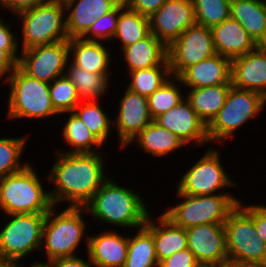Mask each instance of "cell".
<instances>
[{"mask_svg":"<svg viewBox=\"0 0 266 267\" xmlns=\"http://www.w3.org/2000/svg\"><path fill=\"white\" fill-rule=\"evenodd\" d=\"M19 50H2L0 49V78H7L18 66L20 54Z\"/></svg>","mask_w":266,"mask_h":267,"instance_id":"obj_42","label":"cell"},{"mask_svg":"<svg viewBox=\"0 0 266 267\" xmlns=\"http://www.w3.org/2000/svg\"><path fill=\"white\" fill-rule=\"evenodd\" d=\"M159 267H202L193 253L185 248L159 262Z\"/></svg>","mask_w":266,"mask_h":267,"instance_id":"obj_40","label":"cell"},{"mask_svg":"<svg viewBox=\"0 0 266 267\" xmlns=\"http://www.w3.org/2000/svg\"><path fill=\"white\" fill-rule=\"evenodd\" d=\"M122 0H68L64 3L68 38H81L104 14L112 11ZM68 13V14H67Z\"/></svg>","mask_w":266,"mask_h":267,"instance_id":"obj_19","label":"cell"},{"mask_svg":"<svg viewBox=\"0 0 266 267\" xmlns=\"http://www.w3.org/2000/svg\"><path fill=\"white\" fill-rule=\"evenodd\" d=\"M9 85L7 116L9 119H40L55 116L49 83L26 74L19 66L3 83Z\"/></svg>","mask_w":266,"mask_h":267,"instance_id":"obj_5","label":"cell"},{"mask_svg":"<svg viewBox=\"0 0 266 267\" xmlns=\"http://www.w3.org/2000/svg\"><path fill=\"white\" fill-rule=\"evenodd\" d=\"M30 267H51V265L47 261H46V263L45 262L36 261V262L32 263L30 265Z\"/></svg>","mask_w":266,"mask_h":267,"instance_id":"obj_49","label":"cell"},{"mask_svg":"<svg viewBox=\"0 0 266 267\" xmlns=\"http://www.w3.org/2000/svg\"><path fill=\"white\" fill-rule=\"evenodd\" d=\"M172 76L216 54L210 27L195 23L187 28L168 48Z\"/></svg>","mask_w":266,"mask_h":267,"instance_id":"obj_12","label":"cell"},{"mask_svg":"<svg viewBox=\"0 0 266 267\" xmlns=\"http://www.w3.org/2000/svg\"><path fill=\"white\" fill-rule=\"evenodd\" d=\"M58 1H60V2H62V3H65V2L68 1V0H58Z\"/></svg>","mask_w":266,"mask_h":267,"instance_id":"obj_51","label":"cell"},{"mask_svg":"<svg viewBox=\"0 0 266 267\" xmlns=\"http://www.w3.org/2000/svg\"><path fill=\"white\" fill-rule=\"evenodd\" d=\"M49 0H0V7L9 10L14 15L31 8H34Z\"/></svg>","mask_w":266,"mask_h":267,"instance_id":"obj_44","label":"cell"},{"mask_svg":"<svg viewBox=\"0 0 266 267\" xmlns=\"http://www.w3.org/2000/svg\"><path fill=\"white\" fill-rule=\"evenodd\" d=\"M0 267H22L21 263L19 264L14 262H0Z\"/></svg>","mask_w":266,"mask_h":267,"instance_id":"obj_48","label":"cell"},{"mask_svg":"<svg viewBox=\"0 0 266 267\" xmlns=\"http://www.w3.org/2000/svg\"><path fill=\"white\" fill-rule=\"evenodd\" d=\"M176 196L182 198L179 204L169 207L162 214L174 225L187 229L192 226L212 223H224L229 213L240 200L232 193L214 195H186L178 191Z\"/></svg>","mask_w":266,"mask_h":267,"instance_id":"obj_6","label":"cell"},{"mask_svg":"<svg viewBox=\"0 0 266 267\" xmlns=\"http://www.w3.org/2000/svg\"><path fill=\"white\" fill-rule=\"evenodd\" d=\"M260 46L266 49V38H265L264 42Z\"/></svg>","mask_w":266,"mask_h":267,"instance_id":"obj_50","label":"cell"},{"mask_svg":"<svg viewBox=\"0 0 266 267\" xmlns=\"http://www.w3.org/2000/svg\"><path fill=\"white\" fill-rule=\"evenodd\" d=\"M231 61L230 58L216 53L186 68L178 78L183 87H189L188 89L231 84Z\"/></svg>","mask_w":266,"mask_h":267,"instance_id":"obj_21","label":"cell"},{"mask_svg":"<svg viewBox=\"0 0 266 267\" xmlns=\"http://www.w3.org/2000/svg\"><path fill=\"white\" fill-rule=\"evenodd\" d=\"M69 55L71 62L86 70L97 74H109L112 53L103 42L88 41L82 38L68 39Z\"/></svg>","mask_w":266,"mask_h":267,"instance_id":"obj_24","label":"cell"},{"mask_svg":"<svg viewBox=\"0 0 266 267\" xmlns=\"http://www.w3.org/2000/svg\"><path fill=\"white\" fill-rule=\"evenodd\" d=\"M143 199L138 192L116 184L109 177L85 208L99 223L138 229L145 225L150 215Z\"/></svg>","mask_w":266,"mask_h":267,"instance_id":"obj_2","label":"cell"},{"mask_svg":"<svg viewBox=\"0 0 266 267\" xmlns=\"http://www.w3.org/2000/svg\"><path fill=\"white\" fill-rule=\"evenodd\" d=\"M254 226L258 235L266 243V205L254 204Z\"/></svg>","mask_w":266,"mask_h":267,"instance_id":"obj_46","label":"cell"},{"mask_svg":"<svg viewBox=\"0 0 266 267\" xmlns=\"http://www.w3.org/2000/svg\"><path fill=\"white\" fill-rule=\"evenodd\" d=\"M185 230L188 249L202 267L228 266L224 223L196 225Z\"/></svg>","mask_w":266,"mask_h":267,"instance_id":"obj_14","label":"cell"},{"mask_svg":"<svg viewBox=\"0 0 266 267\" xmlns=\"http://www.w3.org/2000/svg\"><path fill=\"white\" fill-rule=\"evenodd\" d=\"M47 213L9 214L0 231V262H21L41 251L42 231Z\"/></svg>","mask_w":266,"mask_h":267,"instance_id":"obj_10","label":"cell"},{"mask_svg":"<svg viewBox=\"0 0 266 267\" xmlns=\"http://www.w3.org/2000/svg\"><path fill=\"white\" fill-rule=\"evenodd\" d=\"M16 17L22 20L21 51L69 39L65 26L64 3L58 0H49L34 8L24 10L16 14Z\"/></svg>","mask_w":266,"mask_h":267,"instance_id":"obj_7","label":"cell"},{"mask_svg":"<svg viewBox=\"0 0 266 267\" xmlns=\"http://www.w3.org/2000/svg\"><path fill=\"white\" fill-rule=\"evenodd\" d=\"M195 23L192 0H167L149 17L150 32L167 48Z\"/></svg>","mask_w":266,"mask_h":267,"instance_id":"obj_15","label":"cell"},{"mask_svg":"<svg viewBox=\"0 0 266 267\" xmlns=\"http://www.w3.org/2000/svg\"><path fill=\"white\" fill-rule=\"evenodd\" d=\"M152 217L150 213L144 226L153 235L158 262L180 250L188 248L187 233L184 228L174 225L163 214L156 217L157 219Z\"/></svg>","mask_w":266,"mask_h":267,"instance_id":"obj_23","label":"cell"},{"mask_svg":"<svg viewBox=\"0 0 266 267\" xmlns=\"http://www.w3.org/2000/svg\"><path fill=\"white\" fill-rule=\"evenodd\" d=\"M121 51L127 72L159 66L168 58L167 47L151 32Z\"/></svg>","mask_w":266,"mask_h":267,"instance_id":"obj_25","label":"cell"},{"mask_svg":"<svg viewBox=\"0 0 266 267\" xmlns=\"http://www.w3.org/2000/svg\"><path fill=\"white\" fill-rule=\"evenodd\" d=\"M86 251L95 267H123L127 259L128 236L116 232V229L89 235Z\"/></svg>","mask_w":266,"mask_h":267,"instance_id":"obj_20","label":"cell"},{"mask_svg":"<svg viewBox=\"0 0 266 267\" xmlns=\"http://www.w3.org/2000/svg\"><path fill=\"white\" fill-rule=\"evenodd\" d=\"M27 140V135L18 138H0V178L19 172L29 164V162L21 163Z\"/></svg>","mask_w":266,"mask_h":267,"instance_id":"obj_36","label":"cell"},{"mask_svg":"<svg viewBox=\"0 0 266 267\" xmlns=\"http://www.w3.org/2000/svg\"><path fill=\"white\" fill-rule=\"evenodd\" d=\"M181 84L182 83L178 77L172 76L147 98L152 120H155L161 114L168 112L184 99L185 94L181 91Z\"/></svg>","mask_w":266,"mask_h":267,"instance_id":"obj_35","label":"cell"},{"mask_svg":"<svg viewBox=\"0 0 266 267\" xmlns=\"http://www.w3.org/2000/svg\"><path fill=\"white\" fill-rule=\"evenodd\" d=\"M55 209L57 206H53L46 214L42 231L41 250L45 247L47 262L57 258L77 256L75 250L78 249L82 239L88 241L89 236L84 232L88 223L84 220V215L87 213L85 207L67 206L59 213Z\"/></svg>","mask_w":266,"mask_h":267,"instance_id":"obj_3","label":"cell"},{"mask_svg":"<svg viewBox=\"0 0 266 267\" xmlns=\"http://www.w3.org/2000/svg\"><path fill=\"white\" fill-rule=\"evenodd\" d=\"M69 59L68 40H65L21 51L18 66L31 77L51 83L65 75Z\"/></svg>","mask_w":266,"mask_h":267,"instance_id":"obj_13","label":"cell"},{"mask_svg":"<svg viewBox=\"0 0 266 267\" xmlns=\"http://www.w3.org/2000/svg\"><path fill=\"white\" fill-rule=\"evenodd\" d=\"M221 161L220 151L208 147L206 153L183 173L176 191L193 196L214 195L219 190L226 193L223 192L226 187H236L238 184L229 177Z\"/></svg>","mask_w":266,"mask_h":267,"instance_id":"obj_11","label":"cell"},{"mask_svg":"<svg viewBox=\"0 0 266 267\" xmlns=\"http://www.w3.org/2000/svg\"><path fill=\"white\" fill-rule=\"evenodd\" d=\"M128 237L127 259L123 267H159L152 233L142 226Z\"/></svg>","mask_w":266,"mask_h":267,"instance_id":"obj_32","label":"cell"},{"mask_svg":"<svg viewBox=\"0 0 266 267\" xmlns=\"http://www.w3.org/2000/svg\"><path fill=\"white\" fill-rule=\"evenodd\" d=\"M137 140L138 149L153 157H164L185 144L171 131L161 127L154 120L146 126L129 144Z\"/></svg>","mask_w":266,"mask_h":267,"instance_id":"obj_28","label":"cell"},{"mask_svg":"<svg viewBox=\"0 0 266 267\" xmlns=\"http://www.w3.org/2000/svg\"><path fill=\"white\" fill-rule=\"evenodd\" d=\"M12 26L0 17V49L2 50H18V37L14 35ZM17 37V38H16Z\"/></svg>","mask_w":266,"mask_h":267,"instance_id":"obj_43","label":"cell"},{"mask_svg":"<svg viewBox=\"0 0 266 267\" xmlns=\"http://www.w3.org/2000/svg\"><path fill=\"white\" fill-rule=\"evenodd\" d=\"M119 13L120 3L112 11L96 20L81 38L88 41H112L117 28Z\"/></svg>","mask_w":266,"mask_h":267,"instance_id":"obj_39","label":"cell"},{"mask_svg":"<svg viewBox=\"0 0 266 267\" xmlns=\"http://www.w3.org/2000/svg\"><path fill=\"white\" fill-rule=\"evenodd\" d=\"M127 74L131 76V81L126 88L147 98L172 77L168 58L159 66Z\"/></svg>","mask_w":266,"mask_h":267,"instance_id":"obj_33","label":"cell"},{"mask_svg":"<svg viewBox=\"0 0 266 267\" xmlns=\"http://www.w3.org/2000/svg\"><path fill=\"white\" fill-rule=\"evenodd\" d=\"M196 23L212 28L230 18L231 0H192Z\"/></svg>","mask_w":266,"mask_h":267,"instance_id":"obj_37","label":"cell"},{"mask_svg":"<svg viewBox=\"0 0 266 267\" xmlns=\"http://www.w3.org/2000/svg\"><path fill=\"white\" fill-rule=\"evenodd\" d=\"M54 164L46 175L53 184L49 195L54 206L62 201L69 202L68 207H85L95 192L110 177L105 173L104 154L64 153L56 151ZM105 167V168H104Z\"/></svg>","mask_w":266,"mask_h":267,"instance_id":"obj_1","label":"cell"},{"mask_svg":"<svg viewBox=\"0 0 266 267\" xmlns=\"http://www.w3.org/2000/svg\"><path fill=\"white\" fill-rule=\"evenodd\" d=\"M239 204L224 222L229 261L266 262V243L254 226V204Z\"/></svg>","mask_w":266,"mask_h":267,"instance_id":"obj_8","label":"cell"},{"mask_svg":"<svg viewBox=\"0 0 266 267\" xmlns=\"http://www.w3.org/2000/svg\"><path fill=\"white\" fill-rule=\"evenodd\" d=\"M117 117L113 120V126L117 130L119 149L126 147L129 143L150 124L151 118L147 97L141 96L128 88L119 101Z\"/></svg>","mask_w":266,"mask_h":267,"instance_id":"obj_16","label":"cell"},{"mask_svg":"<svg viewBox=\"0 0 266 267\" xmlns=\"http://www.w3.org/2000/svg\"><path fill=\"white\" fill-rule=\"evenodd\" d=\"M87 261L83 260V258L78 256L73 257H64V258H57L50 261L51 267H95V265L91 262L88 254H87Z\"/></svg>","mask_w":266,"mask_h":267,"instance_id":"obj_45","label":"cell"},{"mask_svg":"<svg viewBox=\"0 0 266 267\" xmlns=\"http://www.w3.org/2000/svg\"><path fill=\"white\" fill-rule=\"evenodd\" d=\"M69 114L62 128V135L67 145H71L70 150H56L64 153H94L100 152L103 144L91 133L82 120L72 111Z\"/></svg>","mask_w":266,"mask_h":267,"instance_id":"obj_31","label":"cell"},{"mask_svg":"<svg viewBox=\"0 0 266 267\" xmlns=\"http://www.w3.org/2000/svg\"><path fill=\"white\" fill-rule=\"evenodd\" d=\"M231 84L243 90H251L266 98V49L260 45L245 55L231 61Z\"/></svg>","mask_w":266,"mask_h":267,"instance_id":"obj_18","label":"cell"},{"mask_svg":"<svg viewBox=\"0 0 266 267\" xmlns=\"http://www.w3.org/2000/svg\"><path fill=\"white\" fill-rule=\"evenodd\" d=\"M167 0H124L125 4L141 15L150 17Z\"/></svg>","mask_w":266,"mask_h":267,"instance_id":"obj_41","label":"cell"},{"mask_svg":"<svg viewBox=\"0 0 266 267\" xmlns=\"http://www.w3.org/2000/svg\"><path fill=\"white\" fill-rule=\"evenodd\" d=\"M232 84L188 89L186 99L200 119L208 126L223 107Z\"/></svg>","mask_w":266,"mask_h":267,"instance_id":"obj_27","label":"cell"},{"mask_svg":"<svg viewBox=\"0 0 266 267\" xmlns=\"http://www.w3.org/2000/svg\"><path fill=\"white\" fill-rule=\"evenodd\" d=\"M95 101L81 100L73 112L82 120L91 133L105 145L111 134L113 120L111 121L106 111Z\"/></svg>","mask_w":266,"mask_h":267,"instance_id":"obj_34","label":"cell"},{"mask_svg":"<svg viewBox=\"0 0 266 267\" xmlns=\"http://www.w3.org/2000/svg\"><path fill=\"white\" fill-rule=\"evenodd\" d=\"M150 33L149 17L130 9L122 0L117 28L113 39L120 40L121 50L138 40L145 38Z\"/></svg>","mask_w":266,"mask_h":267,"instance_id":"obj_30","label":"cell"},{"mask_svg":"<svg viewBox=\"0 0 266 267\" xmlns=\"http://www.w3.org/2000/svg\"><path fill=\"white\" fill-rule=\"evenodd\" d=\"M67 65L68 70L65 76L68 77L74 84L77 94L81 100H96L104 97L107 90H109V83L111 81L110 74H97L87 72L84 69L74 65L70 60Z\"/></svg>","mask_w":266,"mask_h":267,"instance_id":"obj_29","label":"cell"},{"mask_svg":"<svg viewBox=\"0 0 266 267\" xmlns=\"http://www.w3.org/2000/svg\"><path fill=\"white\" fill-rule=\"evenodd\" d=\"M154 121L174 133L184 144L193 143V146L202 147V145L210 143L206 124L193 110L186 98Z\"/></svg>","mask_w":266,"mask_h":267,"instance_id":"obj_17","label":"cell"},{"mask_svg":"<svg viewBox=\"0 0 266 267\" xmlns=\"http://www.w3.org/2000/svg\"><path fill=\"white\" fill-rule=\"evenodd\" d=\"M230 17L261 45L266 38V0H231Z\"/></svg>","mask_w":266,"mask_h":267,"instance_id":"obj_26","label":"cell"},{"mask_svg":"<svg viewBox=\"0 0 266 267\" xmlns=\"http://www.w3.org/2000/svg\"><path fill=\"white\" fill-rule=\"evenodd\" d=\"M227 267H266V262L229 261V264Z\"/></svg>","mask_w":266,"mask_h":267,"instance_id":"obj_47","label":"cell"},{"mask_svg":"<svg viewBox=\"0 0 266 267\" xmlns=\"http://www.w3.org/2000/svg\"><path fill=\"white\" fill-rule=\"evenodd\" d=\"M49 92L53 107L58 114L74 111L81 102L74 84L65 75L49 83Z\"/></svg>","mask_w":266,"mask_h":267,"instance_id":"obj_38","label":"cell"},{"mask_svg":"<svg viewBox=\"0 0 266 267\" xmlns=\"http://www.w3.org/2000/svg\"><path fill=\"white\" fill-rule=\"evenodd\" d=\"M32 166L0 178V208L5 215L48 213L54 206Z\"/></svg>","mask_w":266,"mask_h":267,"instance_id":"obj_4","label":"cell"},{"mask_svg":"<svg viewBox=\"0 0 266 267\" xmlns=\"http://www.w3.org/2000/svg\"><path fill=\"white\" fill-rule=\"evenodd\" d=\"M215 50L231 60L255 50L259 45L236 20L226 19L211 28Z\"/></svg>","mask_w":266,"mask_h":267,"instance_id":"obj_22","label":"cell"},{"mask_svg":"<svg viewBox=\"0 0 266 267\" xmlns=\"http://www.w3.org/2000/svg\"><path fill=\"white\" fill-rule=\"evenodd\" d=\"M266 98L255 91L230 87L223 107L207 126L209 142H219L235 137L238 128L259 115Z\"/></svg>","mask_w":266,"mask_h":267,"instance_id":"obj_9","label":"cell"}]
</instances>
